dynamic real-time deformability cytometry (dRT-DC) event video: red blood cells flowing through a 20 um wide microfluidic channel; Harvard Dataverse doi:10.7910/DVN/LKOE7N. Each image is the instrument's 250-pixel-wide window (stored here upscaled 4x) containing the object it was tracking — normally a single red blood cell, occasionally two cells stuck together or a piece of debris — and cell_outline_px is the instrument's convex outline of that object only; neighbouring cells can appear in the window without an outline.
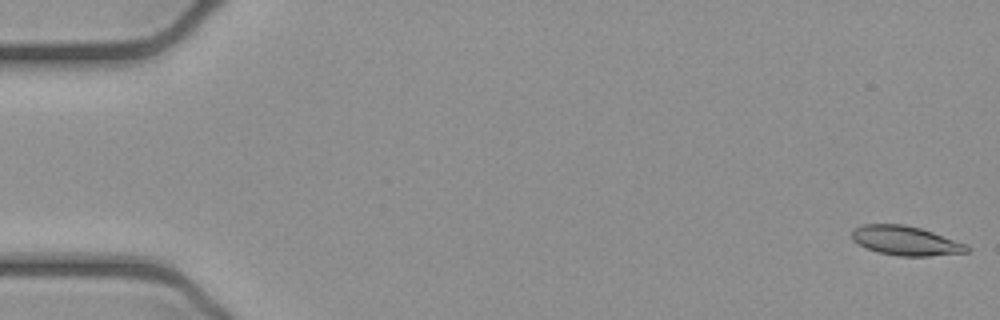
{"species": "common noctule bat (a hibernating species)", "species_latin": "Nyctalus noctula", "temperature_condition": "cold", "stored_images_in_passage": 9, "camera_frame_rate_fps": 3000, "um_per_image_px": 0.085, "animal": {"sex": "female", "body_mass_g": 21.9}, "frame": {"image": 1, "passage_image": 1, "time_ms": 0.0, "image_size_px": [1000, 320], "cell_outline_px": [[972, 248], [968, 252], [928, 256], [900, 256], [876, 252], [852, 240], [852, 232], [856, 228], [864, 224], [904, 224], [920, 228], [968, 244]], "centroid_in_image_um": [77.02, 20.46], "position_along_channel_um": 8.0, "area_um2": 19.59}}